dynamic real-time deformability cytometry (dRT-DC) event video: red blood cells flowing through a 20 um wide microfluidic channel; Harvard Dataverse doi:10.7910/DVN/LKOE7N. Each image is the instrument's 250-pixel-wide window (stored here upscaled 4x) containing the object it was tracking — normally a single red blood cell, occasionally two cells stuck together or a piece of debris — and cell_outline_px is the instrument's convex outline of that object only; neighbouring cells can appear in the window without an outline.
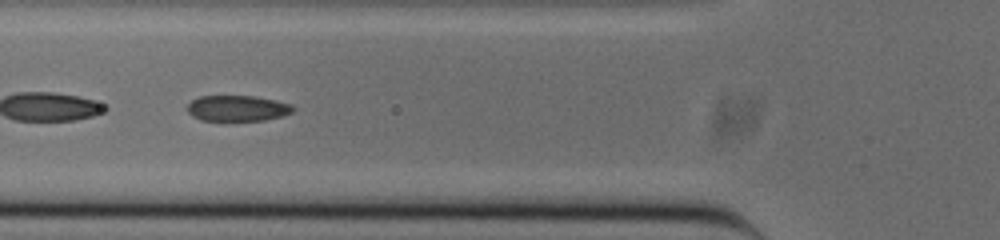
{"species": "common noctule bat (a hibernating species)", "species_latin": "Nyctalus noctula", "temperature_condition": "cold", "stored_images_in_passage": 50, "segment_of_instrument_passage": [2, 2], "camera_frame_rate_fps": 3000, "um_per_image_px": 0.085, "animal": {"sex": "male", "body_mass_g": 20.0, "forearm_length_mm": 53.3}, "frame": {"image": 1, "passage_image": 17, "time_ms": 5.333, "image_size_px": [1000, 240], "cell_outline_px": [[296, 108], [292, 112], [284, 116], [264, 120], [200, 120], [192, 116], [188, 112], [188, 104], [192, 100], [200, 96], [252, 96], [276, 100], [292, 104]], "centroid_in_image_um": [20.22, 9.2], "position_along_channel_um": 105.6, "area_um2": 15.9}}
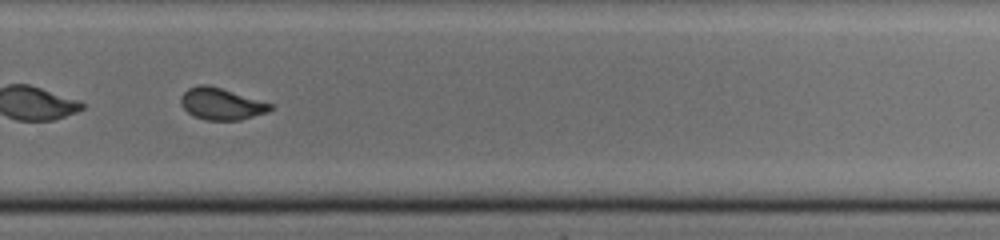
{"frame": {"image": 2, "passage_image": 33, "time_ms": 10.667, "image_size_px": [1000, 240], "cell_outline_px": [[272, 108], [268, 112], [240, 120], [204, 120], [188, 112], [180, 104], [180, 96], [188, 88], [196, 84], [208, 84], [272, 104]], "centroid_in_image_um": [18.77, 8.82], "position_along_channel_um": 311.0, "area_um2": 16.47}}